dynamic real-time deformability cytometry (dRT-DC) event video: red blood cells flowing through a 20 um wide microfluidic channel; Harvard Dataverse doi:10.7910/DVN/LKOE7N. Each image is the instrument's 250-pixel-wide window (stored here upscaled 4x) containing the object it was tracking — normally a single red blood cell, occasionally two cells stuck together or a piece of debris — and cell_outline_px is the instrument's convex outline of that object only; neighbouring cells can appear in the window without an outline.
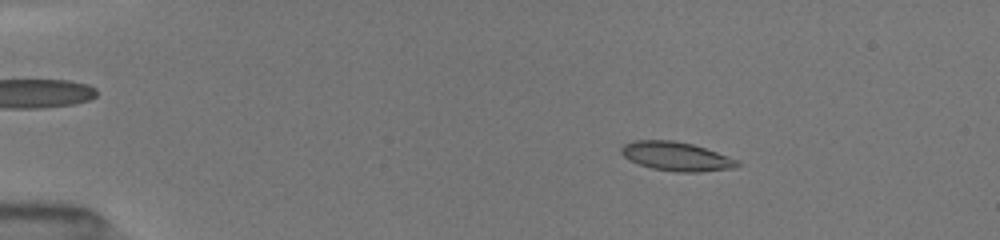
{"species": "common noctule bat (a hibernating species)", "species_latin": "Nyctalus noctula", "temperature_condition": "room temperature", "stored_images_in_passage": 29, "camera_frame_rate_fps": 3000, "um_per_image_px": 0.085, "animal": {"sex": "female", "body_mass_g": 19.5, "forearm_length_mm": 54.1}, "frame": {"image": 1, "passage_image": 2, "time_ms": 1.333, "image_size_px": [1000, 240], "cell_outline_px": [[740, 164], [724, 168], [700, 172], [672, 172], [652, 168], [640, 164], [624, 156], [620, 152], [620, 148], [624, 144], [636, 140], [668, 140], [692, 144], [716, 152], [736, 160]], "centroid_in_image_um": [57.39, 13.28], "position_along_channel_um": 27.6, "area_um2": 18.96}}
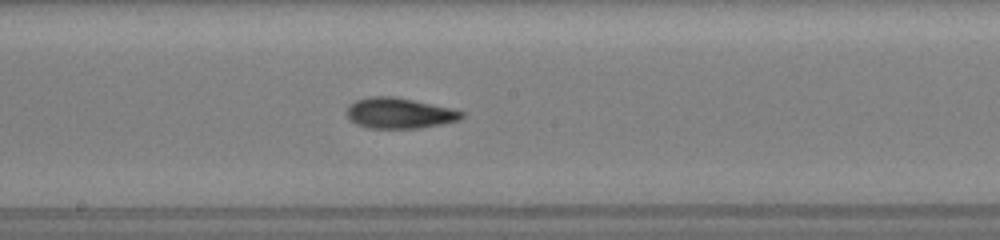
{"frame": {"image": 2, "passage_image": 16, "time_ms": 8.0, "image_size_px": [1000, 240], "cell_outline_px": [[464, 116], [456, 120], [440, 124], [420, 128], [368, 128], [356, 124], [348, 116], [348, 108], [356, 100], [372, 96], [392, 96], [412, 100], [448, 108], [464, 112]], "centroid_in_image_um": [33.92, 9.62], "position_along_channel_um": 214.3, "area_um2": 19.94}}
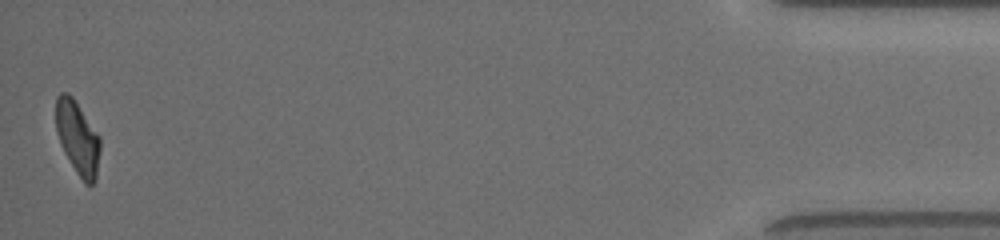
{"frame": {"image": 3, "passage_image": 29, "time_ms": 15.333, "image_size_px": [1000, 240], "cell_outline_px": [[100, 148], [96, 180], [92, 184], [84, 184], [76, 172], [64, 152], [56, 128], [56, 96], [60, 92], [68, 92], [72, 96], [100, 136]], "centroid_in_image_um": [6.61, 11.71], "position_along_channel_um": 428.6, "area_um2": 18.84}, "authors_computed_cell_mechanics": {"area_um2": 19.074, "velocity_mm_per_s": 4.0483, "shape_relaxation_time_tau1_ms": 4.371, "shape_relaxation_time_tau2_ms": 1.9883, "deformation_change_tau1": 0.1547, "deformation_change_tau2": 0.0912}}